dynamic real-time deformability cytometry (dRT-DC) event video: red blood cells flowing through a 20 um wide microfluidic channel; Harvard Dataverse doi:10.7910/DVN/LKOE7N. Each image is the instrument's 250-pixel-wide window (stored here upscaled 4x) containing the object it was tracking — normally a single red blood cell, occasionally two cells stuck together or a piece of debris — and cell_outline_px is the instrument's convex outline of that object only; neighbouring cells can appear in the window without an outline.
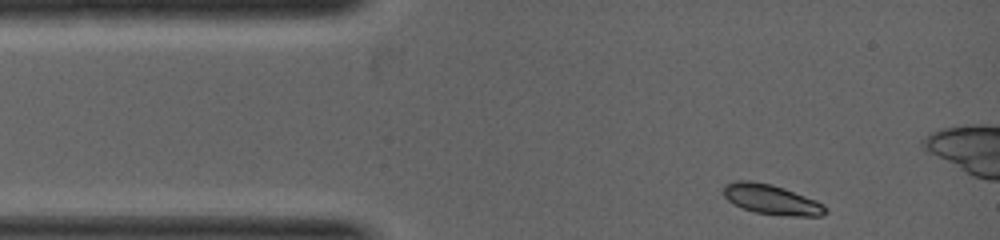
{"species": "common noctule bat (a hibernating species)", "species_latin": "Nyctalus noctula", "temperature_condition": "warm", "stored_images_in_passage": 31, "camera_frame_rate_fps": 5000, "um_per_image_px": 0.085, "animal": {"sex": "female", "body_mass_g": 19.0, "forearm_length_mm": 53.3}, "frame": {"image": 1, "passage_image": 1, "time_ms": 0.0, "image_size_px": [1000, 240], "cell_outline_px": [[824, 212], [820, 216], [792, 216], [756, 212], [744, 208], [728, 200], [724, 196], [724, 184], [740, 180], [748, 180], [768, 184], [784, 188], [816, 200], [824, 208]], "centroid_in_image_um": [65.53, 16.94], "position_along_channel_um": 19.5, "area_um2": 17.17}}
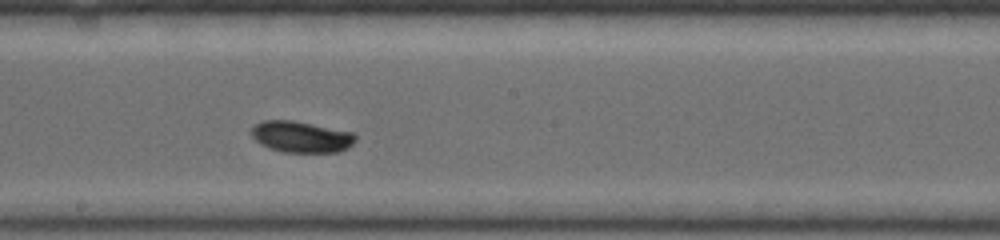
{"frame": {"image": 2, "passage_image": 16, "time_ms": 3.2, "image_size_px": [1000, 240], "cell_outline_px": [[356, 140], [348, 148], [340, 152], [284, 152], [268, 148], [260, 144], [252, 136], [252, 128], [256, 124], [264, 120], [292, 120], [352, 132], [356, 136]], "centroid_in_image_um": [25.61, 11.64], "position_along_channel_um": 222.6, "area_um2": 18.9}}
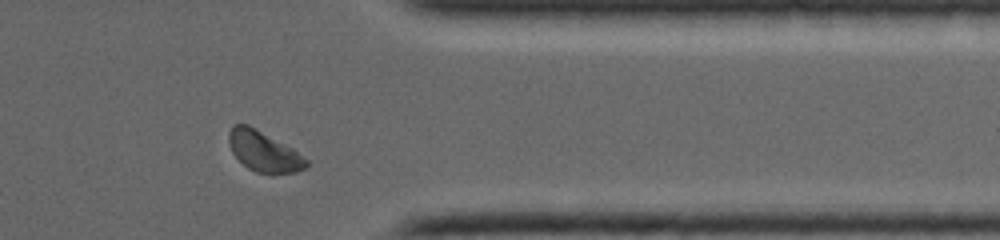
{"frame": {"image": 3, "passage_image": 28, "time_ms": 5.4, "image_size_px": [1000, 240], "cell_outline_px": [[308, 168], [296, 172], [272, 176], [256, 172], [248, 168], [232, 152], [228, 140], [228, 132], [232, 124], [248, 124], [256, 128], [292, 148], [308, 160]], "centroid_in_image_um": [22.44, 12.9], "position_along_channel_um": 389.0, "area_um2": 18.55}}